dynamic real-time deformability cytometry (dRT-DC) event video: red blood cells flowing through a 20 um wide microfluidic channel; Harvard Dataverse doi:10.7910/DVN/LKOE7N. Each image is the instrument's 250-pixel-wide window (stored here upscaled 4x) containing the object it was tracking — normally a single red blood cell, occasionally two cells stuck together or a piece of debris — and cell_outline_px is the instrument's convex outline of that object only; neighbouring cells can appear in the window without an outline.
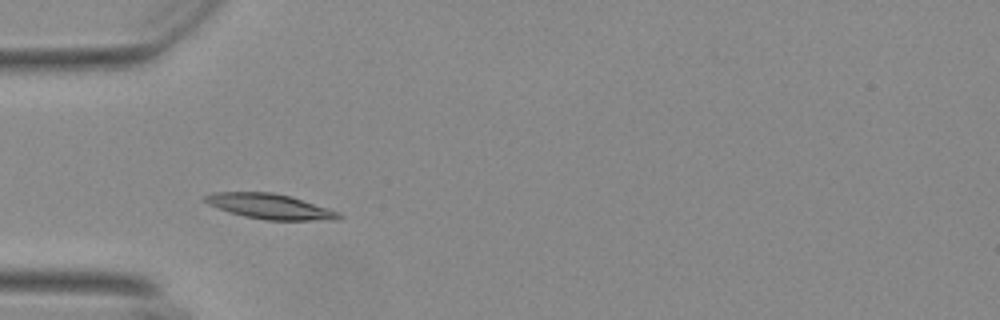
{"species": "Egyptian fruit bat (a non-hibernating species)", "species_latin": "Rousettus aegyptiacus", "temperature_condition": "warm", "stored_images_in_passage": 23, "camera_frame_rate_fps": 3000, "um_per_image_px": 0.085, "animal": {"sex": "female"}, "frame": {"image": 1, "passage_image": 12, "time_ms": 3.667, "image_size_px": [1000, 320], "cell_outline_px": [[344, 216], [340, 220], [264, 220], [244, 216], [228, 212], [208, 204], [200, 200], [204, 196], [212, 192], [272, 192], [292, 196], [340, 212]], "centroid_in_image_um": [22.95, 17.54], "position_along_channel_um": 62.0, "area_um2": 19.94}}
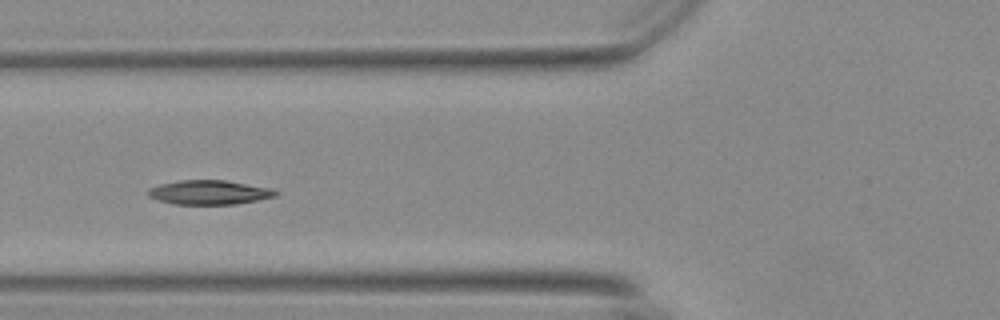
{"frame": {"image": 2, "passage_image": 16, "time_ms": 5.0, "image_size_px": [1000, 320], "cell_outline_px": [[280, 192], [276, 196], [236, 204], [172, 204], [156, 200], [148, 196], [148, 188], [160, 184], [180, 180], [224, 180], [272, 188]], "centroid_in_image_um": [17.77, 16.35], "position_along_channel_um": 108.0, "area_um2": 18.09}}